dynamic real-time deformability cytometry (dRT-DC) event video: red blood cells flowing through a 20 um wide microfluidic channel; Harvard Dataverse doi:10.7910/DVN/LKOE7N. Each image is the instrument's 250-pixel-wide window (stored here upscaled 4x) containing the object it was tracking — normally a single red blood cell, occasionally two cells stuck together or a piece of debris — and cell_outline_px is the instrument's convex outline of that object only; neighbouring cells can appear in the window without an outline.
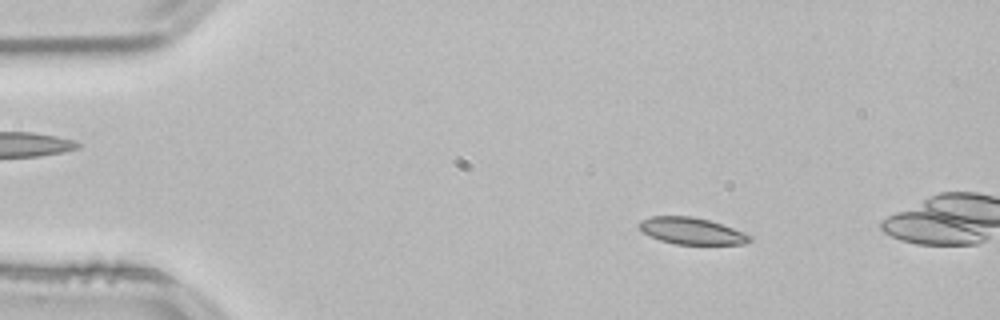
{"species": "common noctule bat (a hibernating species)", "species_latin": "Nyctalus noctula", "temperature_condition": "room temperature", "stored_images_in_passage": 14, "camera_frame_rate_fps": 3000, "um_per_image_px": 0.085, "animal": {"sex": "male", "body_mass_g": 21.5, "forearm_length_mm": 52.0}, "frame": {"image": 1, "passage_image": 8, "time_ms": 2.333, "image_size_px": [1000, 320], "cell_outline_px": [[752, 240], [744, 244], [676, 244], [660, 240], [644, 232], [636, 224], [640, 220], [652, 216], [692, 216], [708, 220], [744, 232], [752, 236]], "centroid_in_image_um": [58.78, 19.63], "position_along_channel_um": 26.2, "area_um2": 17.05}}